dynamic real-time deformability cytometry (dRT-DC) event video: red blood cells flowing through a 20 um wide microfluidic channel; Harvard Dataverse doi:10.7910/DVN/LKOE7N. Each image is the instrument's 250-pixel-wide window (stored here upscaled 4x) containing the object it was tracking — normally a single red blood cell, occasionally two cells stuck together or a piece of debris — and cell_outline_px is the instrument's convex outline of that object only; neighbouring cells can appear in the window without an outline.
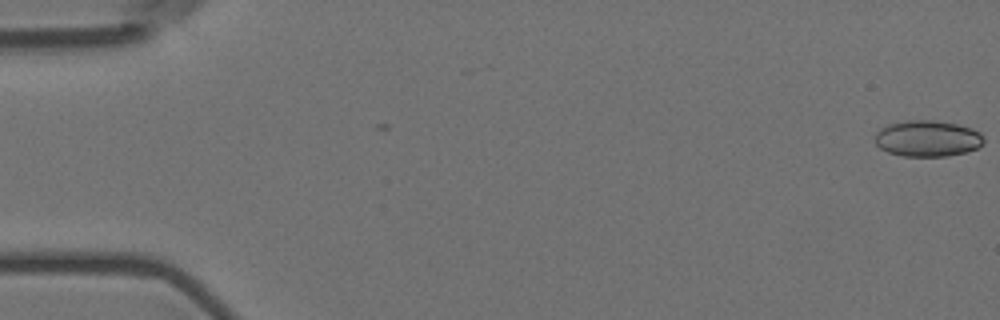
{"species": "Egyptian fruit bat (a non-hibernating species)", "species_latin": "Rousettus aegyptiacus", "temperature_condition": "room temperature", "stored_images_in_passage": 3, "camera_frame_rate_fps": 3000, "um_per_image_px": 0.085, "animal": {"sex": "female"}, "frame": {"image": 1, "passage_image": 1, "time_ms": 0.0, "image_size_px": [1000, 320], "cell_outline_px": [[984, 144], [976, 148], [964, 152], [948, 156], [904, 156], [888, 152], [880, 148], [876, 144], [876, 132], [880, 128], [888, 124], [904, 120], [936, 120], [960, 124], [972, 128], [980, 132], [984, 136]], "centroid_in_image_um": [78.86, 11.75], "position_along_channel_um": 6.1, "area_um2": 23.18}}